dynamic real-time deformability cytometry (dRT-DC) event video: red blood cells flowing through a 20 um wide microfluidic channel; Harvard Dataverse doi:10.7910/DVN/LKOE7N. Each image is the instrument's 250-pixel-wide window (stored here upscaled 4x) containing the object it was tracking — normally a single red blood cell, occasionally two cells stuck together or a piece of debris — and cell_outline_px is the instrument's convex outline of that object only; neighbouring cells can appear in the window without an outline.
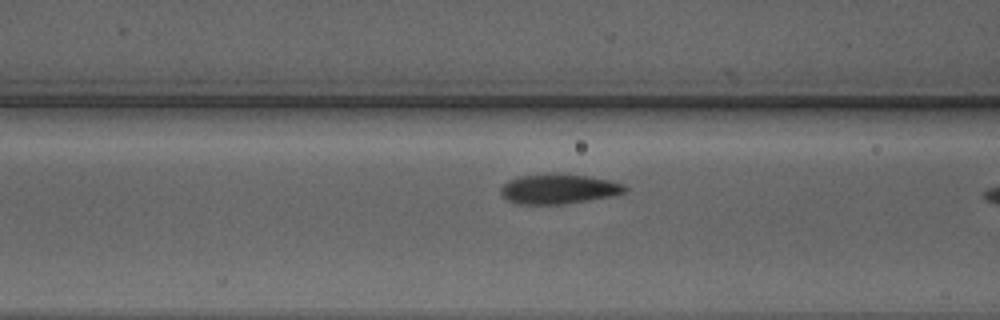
{"species": "Egyptian fruit bat (a non-hibernating species)", "species_latin": "Rousettus aegyptiacus", "temperature_condition": "warm", "stored_images_in_passage": 11, "camera_frame_rate_fps": 3000, "um_per_image_px": 0.085, "animal": {"sex": "male"}, "frame": {"image": 1, "passage_image": 10, "time_ms": 3.0, "image_size_px": [1000, 320], "cell_outline_px": [[628, 192], [616, 196], [564, 204], [516, 204], [508, 200], [500, 192], [500, 188], [508, 180], [516, 176], [588, 176], [608, 180], [624, 184], [628, 188]], "centroid_in_image_um": [47.54, 16.11], "position_along_channel_um": 119.1, "area_um2": 21.1}}